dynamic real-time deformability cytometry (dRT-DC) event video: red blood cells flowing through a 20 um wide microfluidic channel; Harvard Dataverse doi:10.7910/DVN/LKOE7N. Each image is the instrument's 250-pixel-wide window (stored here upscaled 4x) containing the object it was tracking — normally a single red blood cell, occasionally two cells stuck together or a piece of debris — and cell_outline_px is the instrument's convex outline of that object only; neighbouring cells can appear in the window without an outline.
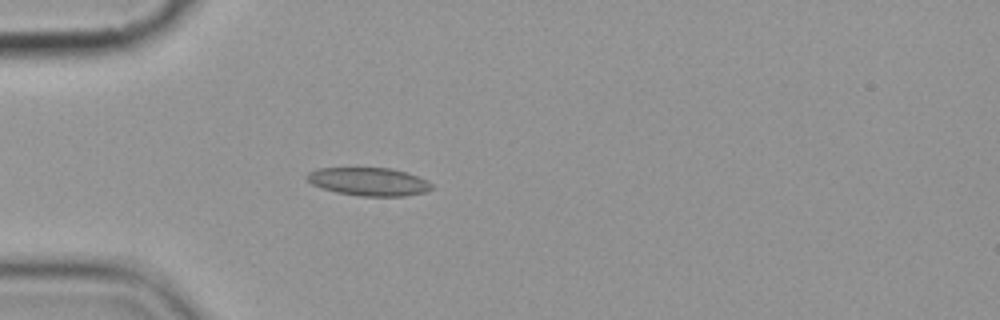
{"species": "common noctule bat (a hibernating species)", "species_latin": "Nyctalus noctula", "temperature_condition": "cold", "stored_images_in_passage": 5, "camera_frame_rate_fps": 3000, "um_per_image_px": 0.085, "animal": {"sex": "female", "body_mass_g": 19.9}, "frame": {"image": 1, "passage_image": 5, "time_ms": 5.333, "image_size_px": [1000, 320], "cell_outline_px": [[432, 188], [424, 192], [404, 196], [360, 196], [336, 192], [312, 184], [304, 176], [308, 172], [316, 168], [388, 168], [404, 172], [428, 180], [432, 184]], "centroid_in_image_um": [31.32, 15.44], "position_along_channel_um": 53.7, "area_um2": 20.29}}